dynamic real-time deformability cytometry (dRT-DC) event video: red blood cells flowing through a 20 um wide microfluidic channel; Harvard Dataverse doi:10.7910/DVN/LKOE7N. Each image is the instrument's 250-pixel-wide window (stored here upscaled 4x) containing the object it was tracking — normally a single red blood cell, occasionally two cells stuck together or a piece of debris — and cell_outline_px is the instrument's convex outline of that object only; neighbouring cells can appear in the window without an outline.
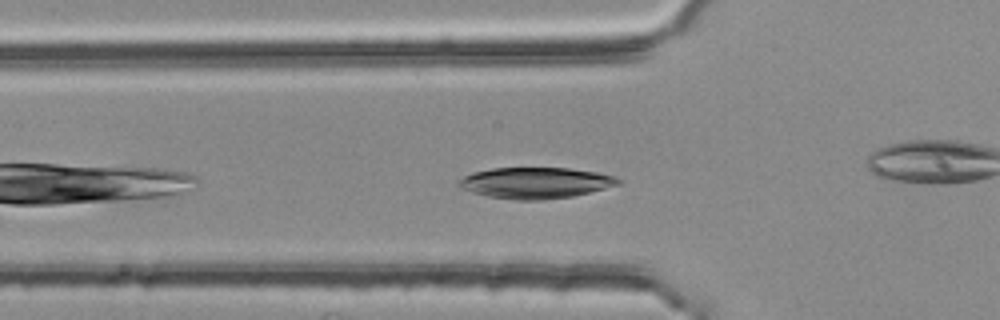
{"species": "common noctule bat (a hibernating species)", "species_latin": "Nyctalus noctula", "temperature_condition": "room temperature", "stored_images_in_passage": 37, "camera_frame_rate_fps": 3000, "um_per_image_px": 0.085, "animal": {"sex": "female", "body_mass_g": 25.1}, "frame": {"image": 1, "passage_image": 4, "time_ms": 1.0, "image_size_px": [1000, 320], "cell_outline_px": [[624, 180], [620, 184], [572, 196], [544, 200], [516, 200], [488, 196], [472, 192], [460, 188], [456, 184], [464, 176], [476, 172], [492, 168], [568, 168], [596, 172], [612, 176]], "centroid_in_image_um": [45.51, 15.54], "position_along_channel_um": 80.3, "area_um2": 28.67}}
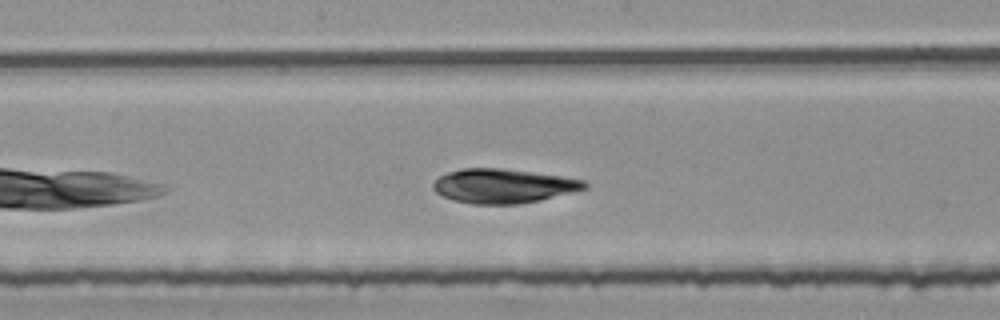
{"frame": {"image": 2, "passage_image": 14, "time_ms": 4.333, "image_size_px": [1000, 320], "cell_outline_px": [[588, 188], [540, 200], [520, 204], [472, 204], [456, 200], [444, 196], [436, 192], [432, 188], [432, 184], [440, 176], [448, 172], [464, 168], [500, 168], [560, 176], [584, 180], [588, 184]], "centroid_in_image_um": [42.78, 15.81], "position_along_channel_um": 205.4, "area_um2": 29.94}}
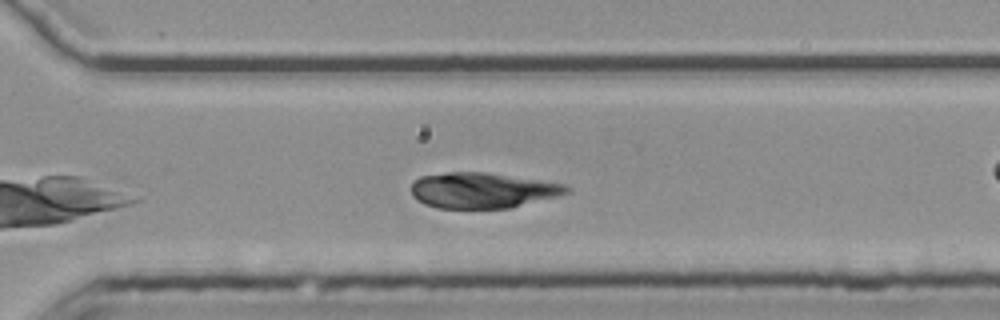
{"frame": {"image": 3, "passage_image": 24, "time_ms": 7.667, "image_size_px": [1000, 320], "cell_outline_px": [[572, 192], [512, 208], [436, 208], [424, 204], [416, 200], [412, 196], [412, 184], [420, 176], [448, 172], [484, 172], [568, 184], [572, 188]], "centroid_in_image_um": [41.05, 16.18], "position_along_channel_um": 329.6, "area_um2": 32.43}}